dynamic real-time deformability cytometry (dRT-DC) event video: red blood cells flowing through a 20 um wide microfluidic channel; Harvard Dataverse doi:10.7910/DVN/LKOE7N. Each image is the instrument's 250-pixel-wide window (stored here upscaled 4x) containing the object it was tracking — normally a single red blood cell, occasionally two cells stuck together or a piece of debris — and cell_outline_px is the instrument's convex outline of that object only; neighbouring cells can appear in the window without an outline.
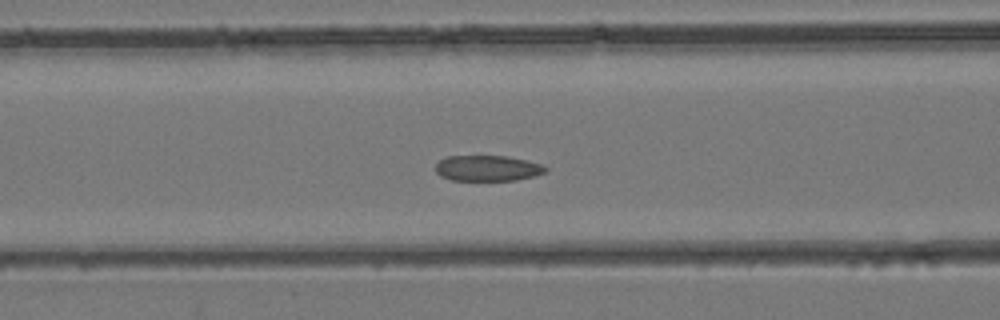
{"species": "common noctule bat (a hibernating species)", "species_latin": "Nyctalus noctula", "temperature_condition": "room temperature", "stored_images_in_passage": 41, "camera_frame_rate_fps": 3000, "um_per_image_px": 0.085, "animal": {"sex": "female", "body_mass_g": 24.6, "forearm_length_mm": 56.2}, "frame": {"image": 1, "passage_image": 16, "time_ms": 5.0, "image_size_px": [1000, 320], "cell_outline_px": [[548, 172], [536, 176], [516, 180], [452, 180], [440, 176], [436, 172], [436, 164], [444, 156], [508, 156], [544, 164], [548, 168]], "centroid_in_image_um": [41.49, 14.29], "position_along_channel_um": 125.1, "area_um2": 16.7}}
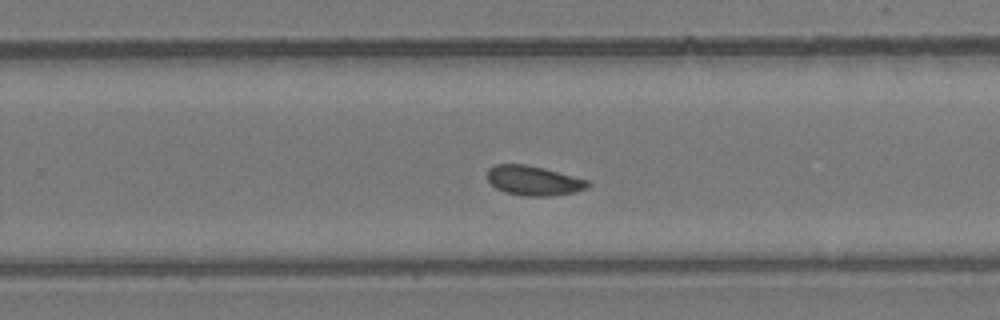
{"frame": {"image": 2, "passage_image": 26, "time_ms": 8.333, "image_size_px": [1000, 320], "cell_outline_px": [[592, 184], [588, 188], [576, 192], [548, 196], [524, 196], [504, 192], [496, 188], [488, 180], [488, 168], [496, 164], [524, 164], [544, 168], [588, 180]], "centroid_in_image_um": [45.37, 15.36], "position_along_channel_um": 284.4, "area_um2": 17.4}}
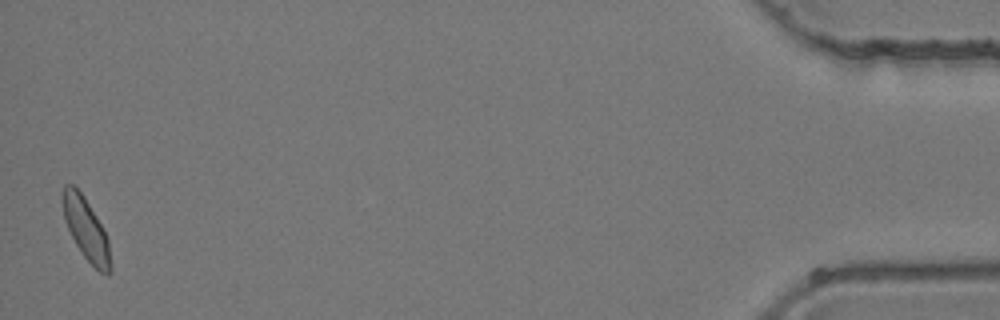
{"frame": {"image": 3, "passage_image": 41, "time_ms": 13.333, "image_size_px": [1000, 320], "cell_outline_px": [[112, 272], [108, 276], [100, 272], [84, 256], [76, 244], [64, 220], [60, 200], [60, 196], [64, 184], [72, 184], [84, 196], [96, 216], [108, 240], [112, 264]], "centroid_in_image_um": [7.29, 19.46], "position_along_channel_um": 427.9, "area_um2": 17.4}}